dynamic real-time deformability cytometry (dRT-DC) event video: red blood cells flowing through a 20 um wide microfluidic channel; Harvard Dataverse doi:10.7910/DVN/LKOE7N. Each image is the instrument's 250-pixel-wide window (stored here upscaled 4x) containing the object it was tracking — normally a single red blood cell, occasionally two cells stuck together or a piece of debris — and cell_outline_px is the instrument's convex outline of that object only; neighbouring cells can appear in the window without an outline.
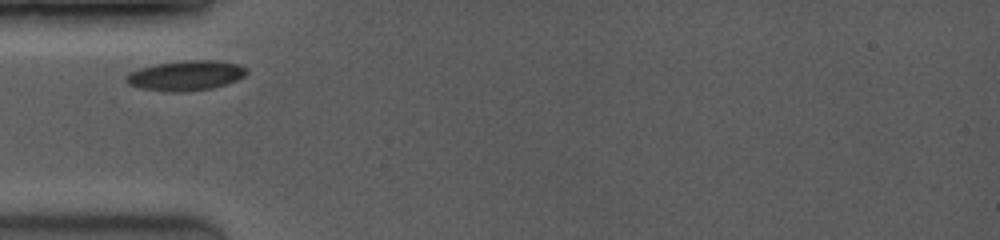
{"species": "common noctule bat (a hibernating species)", "species_latin": "Nyctalus noctula", "temperature_condition": "room temperature", "stored_images_in_passage": 3, "camera_frame_rate_fps": 3500, "um_per_image_px": 0.085, "animal": {"sex": "female", "body_mass_g": 19.0, "forearm_length_mm": 53.3}, "frame": {"image": 1, "passage_image": 1, "time_ms": 0.0, "image_size_px": [1000, 240], "cell_outline_px": [[248, 72], [244, 76], [236, 80], [212, 88], [184, 92], [164, 92], [140, 88], [128, 84], [124, 80], [124, 76], [128, 72], [140, 68], [156, 64], [184, 60], [220, 60], [236, 64], [248, 68]], "centroid_in_image_um": [15.75, 6.42], "position_along_channel_um": 69.2, "area_um2": 21.27}}
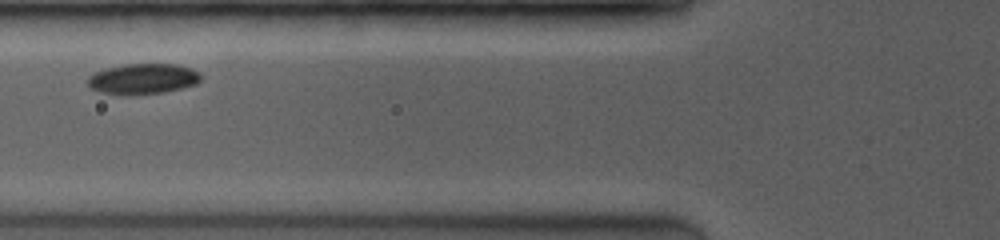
{"frame": {"image": 2, "passage_image": 2, "time_ms": 1.143, "image_size_px": [1000, 240], "cell_outline_px": [[200, 80], [196, 84], [180, 88], [160, 92], [128, 96], [100, 92], [92, 88], [88, 84], [88, 76], [92, 72], [124, 64], [176, 64], [192, 68], [200, 76]], "centroid_in_image_um": [12.1, 6.7], "position_along_channel_um": 113.7, "area_um2": 20.06}}